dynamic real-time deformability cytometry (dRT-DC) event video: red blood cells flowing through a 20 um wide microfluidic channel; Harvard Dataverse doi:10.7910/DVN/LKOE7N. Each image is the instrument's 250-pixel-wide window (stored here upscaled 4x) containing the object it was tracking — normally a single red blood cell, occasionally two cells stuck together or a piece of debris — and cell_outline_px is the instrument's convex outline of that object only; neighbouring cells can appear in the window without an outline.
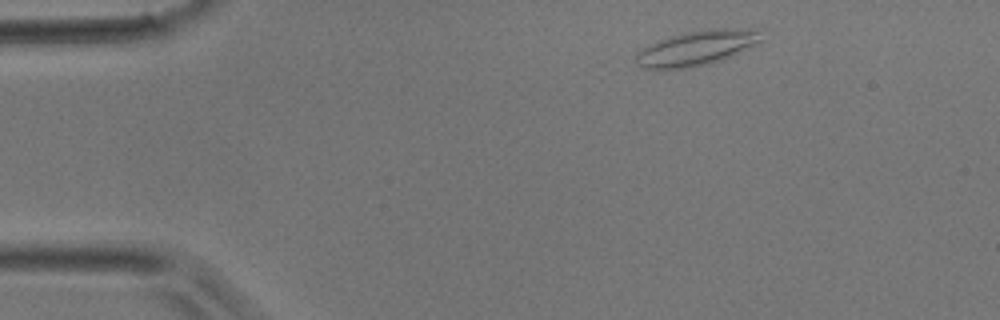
{"species": "common noctule bat (a hibernating species)", "species_latin": "Nyctalus noctula", "temperature_condition": "room temperature", "stored_images_in_passage": 9, "camera_frame_rate_fps": 3000, "um_per_image_px": 0.085, "animal": {"sex": "male", "body_mass_g": 17.9}, "frame": {"image": 1, "passage_image": 1, "time_ms": 0.0, "image_size_px": [1000, 320], "cell_outline_px": [[764, 40], [720, 60], [708, 64], [688, 68], [644, 68], [636, 64], [636, 52], [668, 36], [684, 32], [708, 28], [764, 28]], "centroid_in_image_um": [59.31, 4.03], "position_along_channel_um": 25.7, "area_um2": 25.61}}